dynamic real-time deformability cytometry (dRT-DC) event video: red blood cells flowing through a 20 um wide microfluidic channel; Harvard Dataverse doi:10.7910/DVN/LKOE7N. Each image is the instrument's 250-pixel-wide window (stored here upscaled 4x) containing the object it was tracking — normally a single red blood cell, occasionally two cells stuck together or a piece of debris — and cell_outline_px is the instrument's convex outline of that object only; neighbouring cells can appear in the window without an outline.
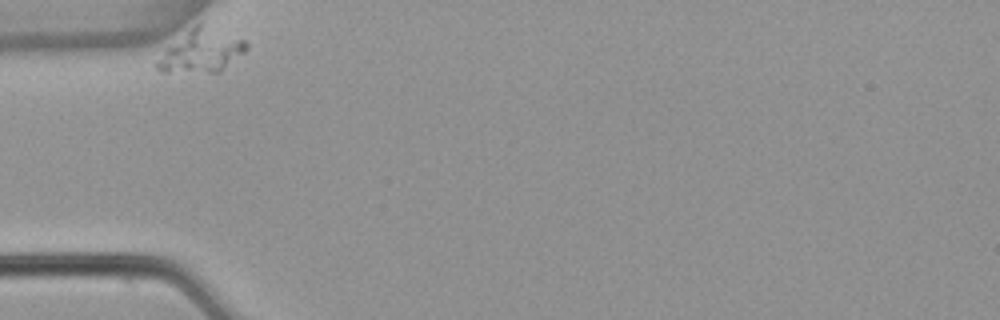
{"species": "common noctule bat (a hibernating species)", "species_latin": "Nyctalus noctula", "temperature_condition": "warm", "stored_images_in_passage": 11, "camera_frame_rate_fps": 3000, "um_per_image_px": 0.085, "animal": {"sex": "female", "body_mass_g": 22.7, "forearm_length_mm": 54.2}, "frame": {"image": 1, "passage_image": 1, "time_ms": 0.0, "image_size_px": [1000, 320], "cell_outline_px": [[248, 48], [244, 52], [220, 72], [160, 72], [156, 68], [156, 64], [164, 52], [168, 48], [200, 20], [244, 40], [248, 44]], "centroid_in_image_um": [17.17, 4.32], "position_along_channel_um": 67.8, "area_um2": 22.02}}
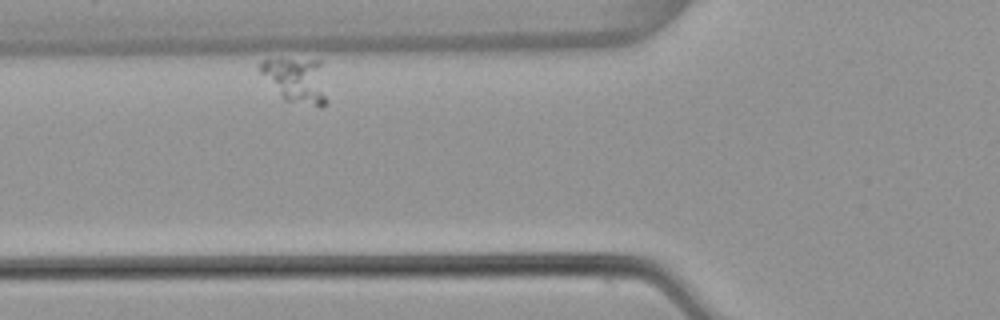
{"frame": {"image": 2, "passage_image": 5, "time_ms": 1.333, "image_size_px": [1000, 320], "cell_outline_px": [[328, 104], [324, 108], [320, 108], [284, 100], [260, 72], [260, 64], [264, 60], [280, 56], [320, 60], [328, 100]], "centroid_in_image_um": [25.22, 6.79], "position_along_channel_um": 100.6, "area_um2": 18.26}}
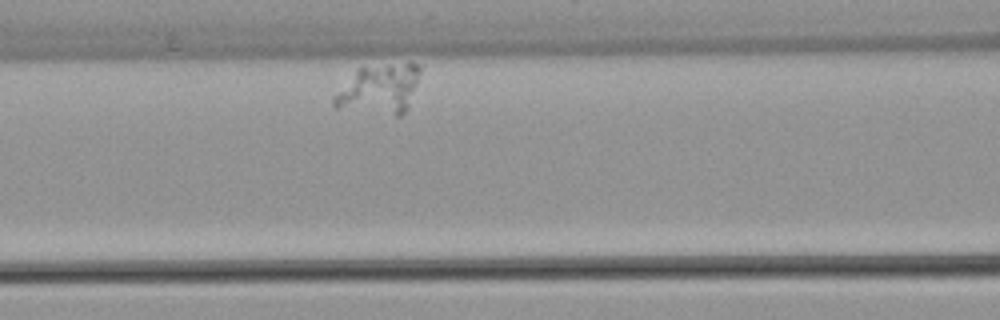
{"frame": {"image": 3, "passage_image": 9, "time_ms": 2.667, "image_size_px": [1000, 320], "cell_outline_px": [[420, 72], [408, 108], [400, 116], [396, 116], [332, 108], [332, 96], [356, 68], [408, 60], [412, 60], [420, 68]], "centroid_in_image_um": [32.2, 7.55], "position_along_channel_um": 134.4, "area_um2": 25.72}}